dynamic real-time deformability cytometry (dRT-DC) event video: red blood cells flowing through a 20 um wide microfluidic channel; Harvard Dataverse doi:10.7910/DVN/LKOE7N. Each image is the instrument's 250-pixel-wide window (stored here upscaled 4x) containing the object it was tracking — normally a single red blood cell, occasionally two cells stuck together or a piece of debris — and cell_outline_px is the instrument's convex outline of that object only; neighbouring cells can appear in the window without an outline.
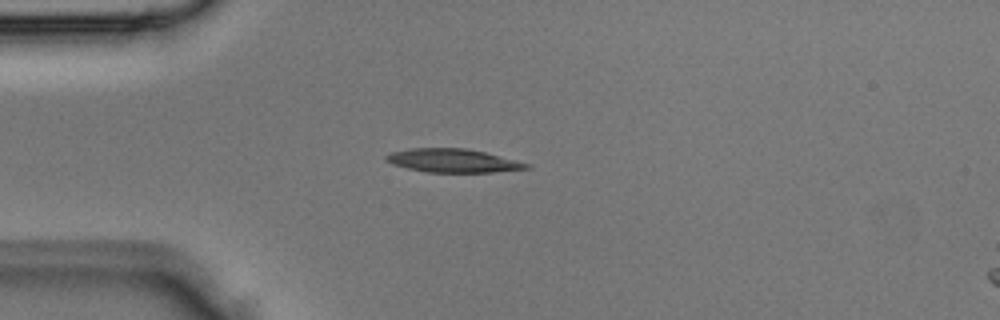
{"species": "Egyptian fruit bat (a non-hibernating species)", "species_latin": "Rousettus aegyptiacus", "temperature_condition": "room temperature", "stored_images_in_passage": 1, "camera_frame_rate_fps": 3000, "um_per_image_px": 0.085, "animal": {"sex": "male"}, "frame": {"image": 1, "passage_image": 1, "time_ms": 0.0, "image_size_px": [1000, 320], "cell_outline_px": [[532, 168], [492, 172], [428, 172], [408, 168], [392, 164], [384, 160], [384, 156], [392, 152], [412, 148], [464, 148], [484, 152], [528, 164]], "centroid_in_image_um": [38.44, 13.65], "position_along_channel_um": 46.6, "area_um2": 18.9}}